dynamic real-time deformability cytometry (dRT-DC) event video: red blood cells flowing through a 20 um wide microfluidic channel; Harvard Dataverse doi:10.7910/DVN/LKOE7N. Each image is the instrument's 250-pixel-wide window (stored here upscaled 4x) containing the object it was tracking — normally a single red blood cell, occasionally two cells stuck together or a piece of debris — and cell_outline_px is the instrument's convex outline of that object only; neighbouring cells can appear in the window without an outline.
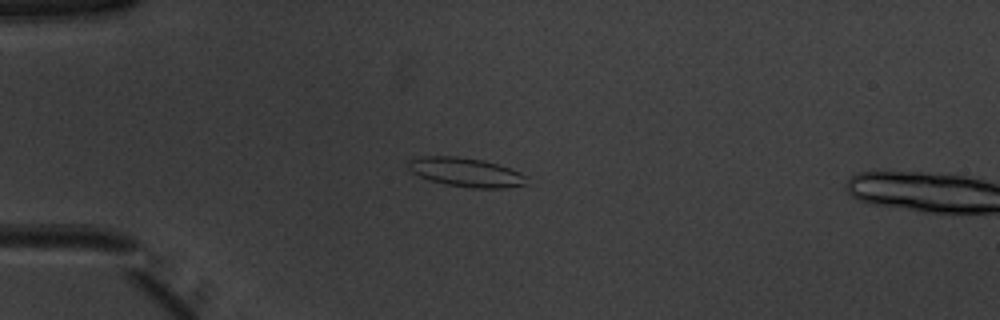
{"species": "common noctule bat (a hibernating species)", "species_latin": "Nyctalus noctula", "temperature_condition": "warm", "stored_images_in_passage": 10, "camera_frame_rate_fps": 3000, "um_per_image_px": 0.085, "animal": {"sex": "male", "body_mass_g": 20.1, "forearm_length_mm": 53.5}, "frame": {"image": 1, "passage_image": 7, "time_ms": 2.0, "image_size_px": [1000, 320], "cell_outline_px": [[528, 184], [504, 188], [472, 188], [444, 184], [420, 176], [412, 172], [408, 168], [408, 160], [420, 156], [456, 156], [484, 160], [520, 172], [528, 176]], "centroid_in_image_um": [39.63, 14.64], "position_along_channel_um": 45.4, "area_um2": 20.06}}